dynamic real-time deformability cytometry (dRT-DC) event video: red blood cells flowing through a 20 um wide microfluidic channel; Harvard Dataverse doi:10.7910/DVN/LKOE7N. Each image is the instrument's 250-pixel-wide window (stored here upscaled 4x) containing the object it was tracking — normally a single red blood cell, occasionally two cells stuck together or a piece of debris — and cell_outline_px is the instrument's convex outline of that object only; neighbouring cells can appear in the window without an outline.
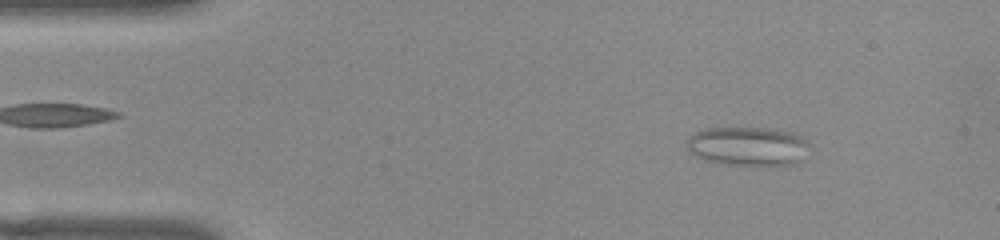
{"species": "common noctule bat (a hibernating species)", "species_latin": "Nyctalus noctula", "temperature_condition": "warm", "stored_images_in_passage": 52, "camera_frame_rate_fps": 3000, "um_per_image_px": 0.085, "animal": {"sex": "female", "body_mass_g": 22.0, "forearm_length_mm": 56.7}, "frame": {"image": 1, "passage_image": 6, "time_ms": 1.667, "image_size_px": [1000, 240], "cell_outline_px": [[808, 144], [804, 160], [796, 164], [724, 164], [704, 160], [696, 156], [688, 148], [688, 140], [696, 132], [708, 128], [768, 128], [788, 132], [804, 140]], "centroid_in_image_um": [63.57, 12.43], "position_along_channel_um": 21.4, "area_um2": 27.17}}
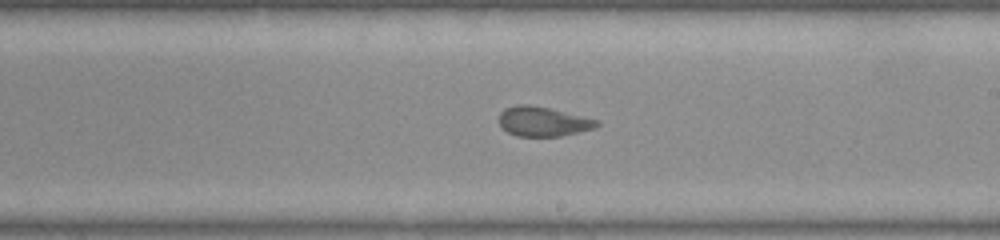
{"frame": {"image": 2, "passage_image": 29, "time_ms": 9.333, "image_size_px": [1000, 240], "cell_outline_px": [[600, 124], [596, 128], [560, 136], [516, 136], [508, 132], [500, 124], [500, 112], [504, 108], [516, 104], [528, 104], [548, 108], [600, 120]], "centroid_in_image_um": [46.17, 10.32], "position_along_channel_um": 242.8, "area_um2": 16.82}}
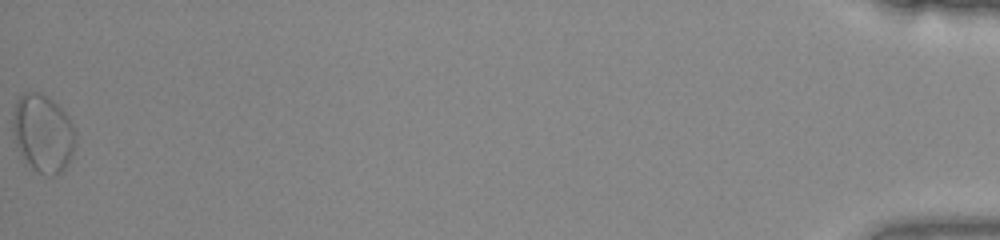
{"frame": {"image": 3, "passage_image": 52, "time_ms": 17.0, "image_size_px": [1000, 240], "cell_outline_px": [[76, 144], [64, 168], [60, 172], [52, 176], [48, 176], [32, 168], [28, 164], [20, 152], [12, 128], [12, 116], [16, 100], [24, 92], [40, 92], [48, 96], [68, 116], [76, 128]], "centroid_in_image_um": [3.66, 11.29], "position_along_channel_um": 431.5, "area_um2": 28.38}}